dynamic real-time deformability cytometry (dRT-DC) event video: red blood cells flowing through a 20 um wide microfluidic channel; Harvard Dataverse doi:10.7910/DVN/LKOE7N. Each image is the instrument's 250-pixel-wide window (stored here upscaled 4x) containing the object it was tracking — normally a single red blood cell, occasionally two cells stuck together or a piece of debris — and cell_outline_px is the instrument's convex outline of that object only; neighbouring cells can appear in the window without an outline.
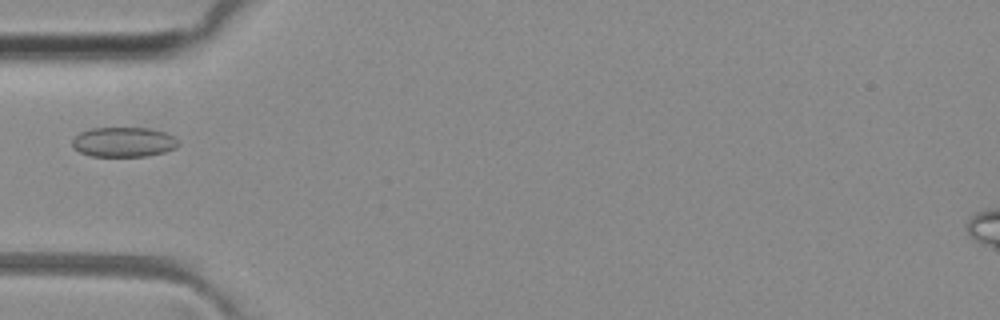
{"species": "common noctule bat (a hibernating species)", "species_latin": "Nyctalus noctula", "temperature_condition": "room temperature", "stored_images_in_passage": 33, "camera_frame_rate_fps": 3000, "um_per_image_px": 0.085, "animal": {"sex": "female", "body_mass_g": 29.2, "forearm_length_mm": 56.3}, "frame": {"image": 1, "passage_image": 1, "time_ms": 0.0, "image_size_px": [1000, 320], "cell_outline_px": [[180, 144], [176, 148], [164, 152], [148, 156], [92, 156], [80, 152], [72, 148], [72, 140], [80, 132], [92, 128], [148, 128], [164, 132], [172, 136]], "centroid_in_image_um": [10.49, 12.08], "position_along_channel_um": 74.5, "area_um2": 18.38}}
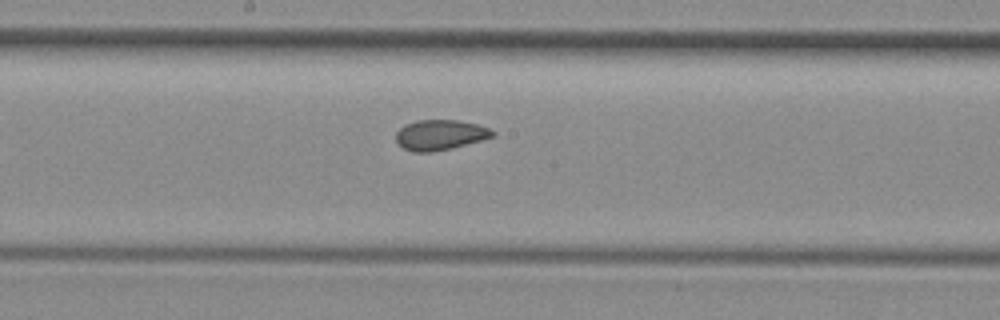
{"frame": {"image": 2, "passage_image": 11, "time_ms": 3.333, "image_size_px": [1000, 320], "cell_outline_px": [[496, 132], [492, 136], [480, 140], [452, 148], [432, 152], [412, 152], [404, 148], [396, 140], [396, 132], [404, 124], [416, 120], [456, 120], [476, 124], [488, 128]], "centroid_in_image_um": [37.37, 11.46], "position_along_channel_um": 210.8, "area_um2": 16.88}}
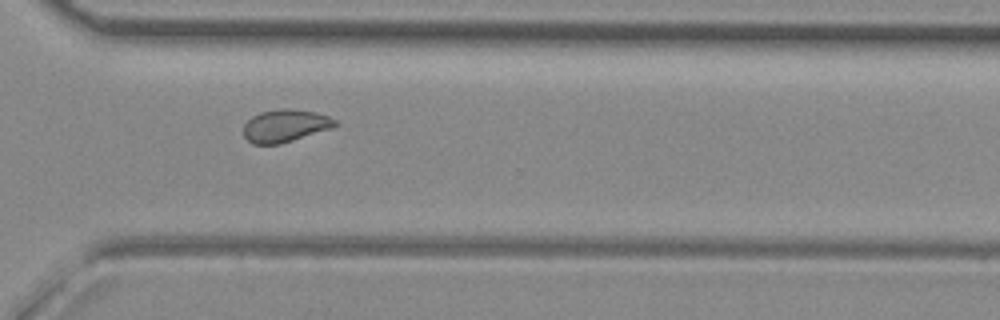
{"frame": {"image": 3, "passage_image": 21, "time_ms": 6.667, "image_size_px": [1000, 320], "cell_outline_px": [[336, 124], [332, 128], [280, 144], [252, 144], [244, 136], [244, 124], [252, 116], [260, 112], [280, 108], [288, 108], [316, 112], [328, 116], [336, 120]], "centroid_in_image_um": [24.22, 10.68], "position_along_channel_um": 346.4, "area_um2": 17.34}}